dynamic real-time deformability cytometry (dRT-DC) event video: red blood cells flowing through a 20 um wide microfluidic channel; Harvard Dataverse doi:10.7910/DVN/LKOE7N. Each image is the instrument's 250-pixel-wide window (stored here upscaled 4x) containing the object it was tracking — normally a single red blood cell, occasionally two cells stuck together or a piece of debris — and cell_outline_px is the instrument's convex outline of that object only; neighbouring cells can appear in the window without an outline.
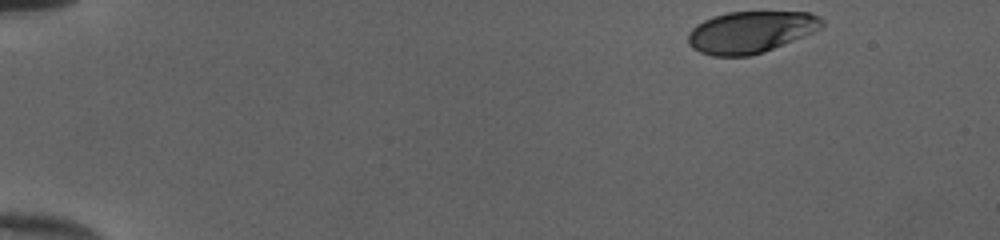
{"species": "human", "species_latin": "Homo sapiens", "temperature_condition": "cold", "stored_images_in_passage": 41, "camera_frame_rate_fps": 3000, "um_per_image_px": 0.085, "donor": {"sex": "female"}, "frame": {"image": 1, "passage_image": 1, "time_ms": 0.0, "image_size_px": [1000, 240], "cell_outline_px": [[824, 24], [820, 28], [804, 36], [764, 52], [748, 56], [712, 56], [700, 52], [692, 48], [688, 44], [688, 32], [696, 24], [712, 16], [728, 12], [808, 12], [820, 16], [824, 20]], "centroid_in_image_um": [63.79, 2.72], "position_along_channel_um": 21.2, "area_um2": 32.66}}
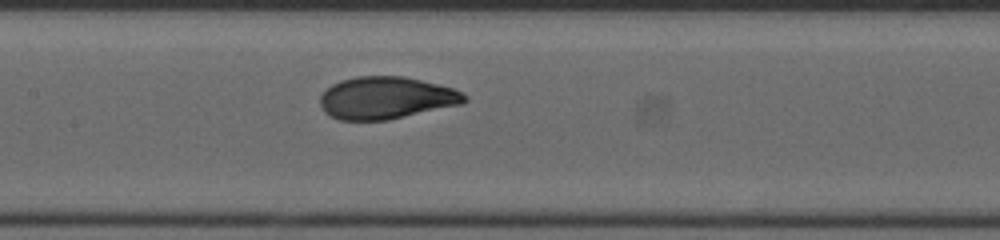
{"frame": {"image": 2, "passage_image": 22, "time_ms": 7.0, "image_size_px": [1000, 240], "cell_outline_px": [[468, 100], [464, 104], [388, 120], [340, 120], [324, 112], [320, 104], [320, 96], [332, 84], [340, 80], [356, 76], [404, 76], [452, 88], [468, 96]], "centroid_in_image_um": [32.84, 8.32], "position_along_channel_um": 174.6, "area_um2": 35.6}}
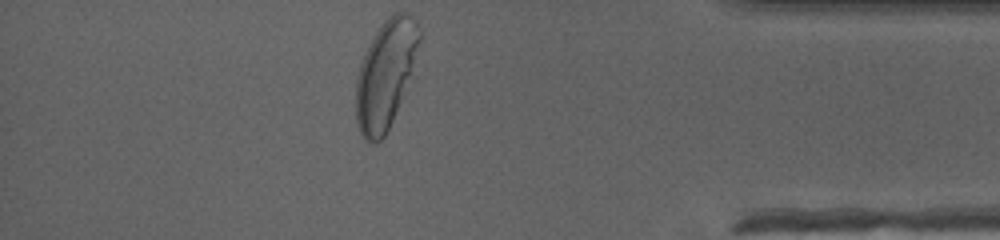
{"frame": {"image": 3, "passage_image": 41, "time_ms": 13.333, "image_size_px": [1000, 240], "cell_outline_px": [[420, 40], [400, 100], [392, 120], [384, 136], [376, 144], [372, 144], [364, 140], [356, 124], [356, 80], [360, 64], [364, 52], [368, 44], [384, 20], [392, 12], [404, 12], [412, 16], [416, 20], [420, 32]], "centroid_in_image_um": [32.72, 6.31], "position_along_channel_um": 402.5, "area_um2": 39.07}, "authors_computed_cell_mechanics": {"area_um2": 35.547, "velocity_mm_per_s": 4.0098, "shape_relaxation_time_tau1_ms": 4.2599, "shape_relaxation_time_tau2_ms": null, "deformation_change_tau1": 0.2012, "deformation_change_tau2": null}}